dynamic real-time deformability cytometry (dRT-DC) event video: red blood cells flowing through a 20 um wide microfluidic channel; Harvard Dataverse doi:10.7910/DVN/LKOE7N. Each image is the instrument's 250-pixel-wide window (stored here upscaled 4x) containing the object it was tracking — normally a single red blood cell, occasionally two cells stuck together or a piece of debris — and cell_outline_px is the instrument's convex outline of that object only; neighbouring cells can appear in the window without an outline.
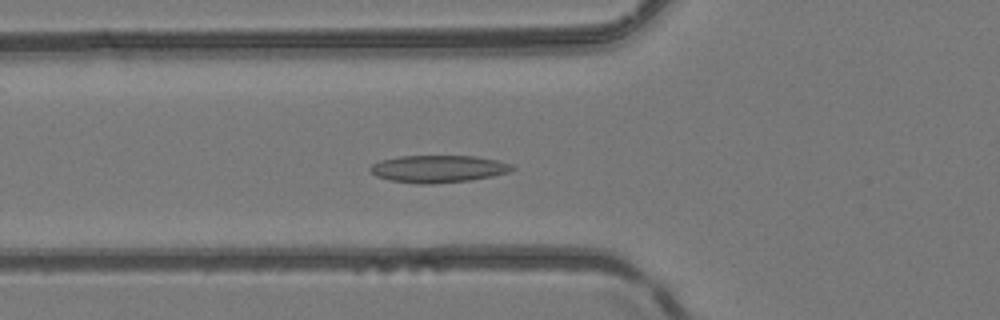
{"species": "common noctule bat (a hibernating species)", "species_latin": "Nyctalus noctula", "temperature_condition": "room temperature", "stored_images_in_passage": 50, "camera_frame_rate_fps": 3000, "um_per_image_px": 0.085, "animal": {"sex": "female", "body_mass_g": 24.6, "forearm_length_mm": 56.2}, "frame": {"image": 1, "passage_image": 18, "time_ms": 5.667, "image_size_px": [1000, 320], "cell_outline_px": [[516, 168], [512, 172], [492, 176], [468, 180], [432, 184], [420, 184], [388, 180], [376, 176], [368, 168], [372, 164], [380, 160], [400, 156], [476, 156], [496, 160], [512, 164]], "centroid_in_image_um": [37.26, 14.35], "position_along_channel_um": 88.5, "area_um2": 22.66}}
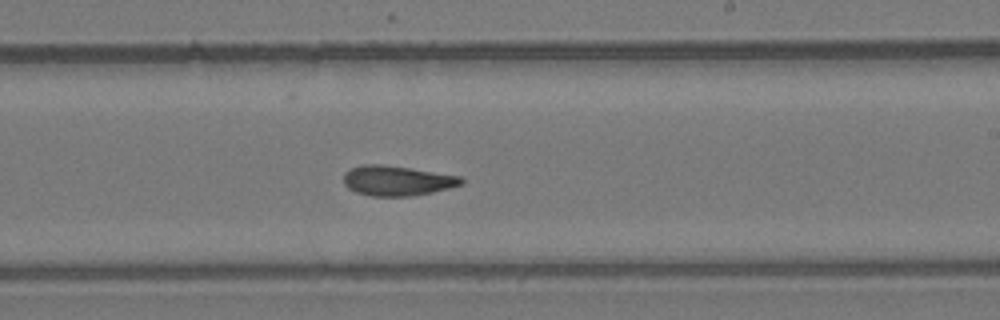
{"frame": {"image": 2, "passage_image": 30, "time_ms": 9.667, "image_size_px": [1000, 320], "cell_outline_px": [[464, 184], [432, 192], [412, 196], [372, 196], [356, 192], [348, 188], [344, 184], [344, 172], [352, 168], [364, 164], [380, 164], [464, 176]], "centroid_in_image_um": [33.78, 15.36], "position_along_channel_um": 255.2, "area_um2": 20.58}}
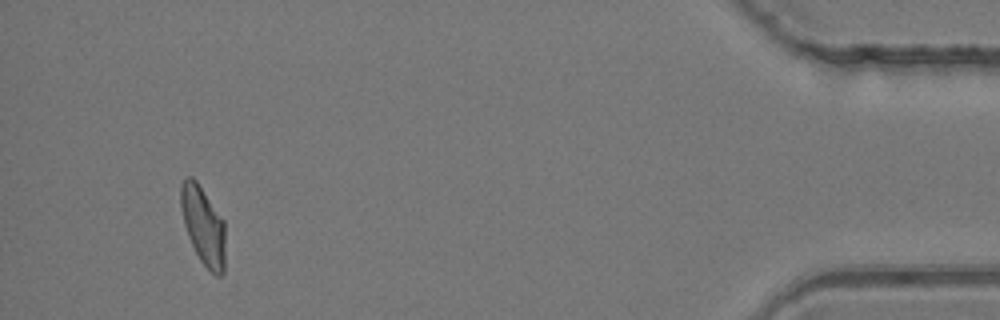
{"frame": {"image": 3, "passage_image": 47, "time_ms": 15.333, "image_size_px": [1000, 320], "cell_outline_px": [[224, 272], [220, 276], [216, 276], [200, 260], [188, 236], [184, 224], [180, 208], [180, 184], [184, 176], [192, 176], [196, 180], [224, 220]], "centroid_in_image_um": [17.25, 19.13], "position_along_channel_um": 418.0, "area_um2": 20.29}, "authors_computed_cell_mechanics": {"area_um2": 20.7502, "velocity_mm_per_s": 4.1548, "shape_relaxation_time_tau1_ms": null, "shape_relaxation_time_tau2_ms": 3.9661, "deformation_change_tau1": null, "deformation_change_tau2": 0.1136}}